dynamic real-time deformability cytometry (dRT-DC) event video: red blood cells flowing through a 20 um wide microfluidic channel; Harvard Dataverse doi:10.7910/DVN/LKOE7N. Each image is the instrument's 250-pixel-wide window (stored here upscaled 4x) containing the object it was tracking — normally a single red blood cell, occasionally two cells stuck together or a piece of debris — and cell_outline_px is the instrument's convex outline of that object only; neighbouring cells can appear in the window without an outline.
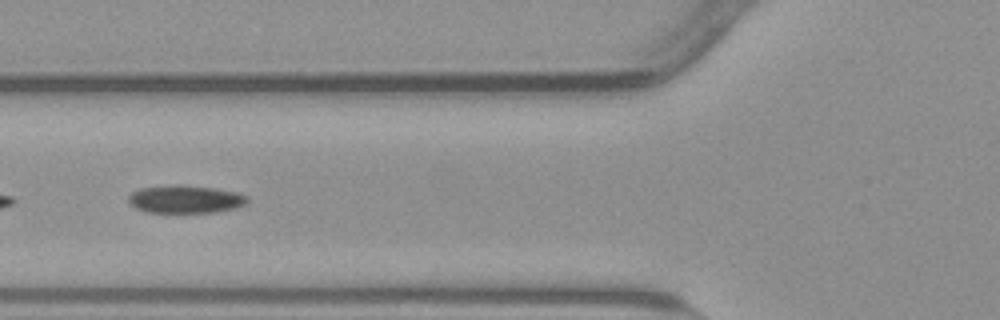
{"species": "common noctule bat (a hibernating species)", "species_latin": "Nyctalus noctula", "temperature_condition": "warm", "stored_images_in_passage": 39, "camera_frame_rate_fps": 3000, "um_per_image_px": 0.085, "animal": {"sex": "male", "body_mass_g": 23.1, "forearm_length_mm": 52.7}, "frame": {"image": 1, "passage_image": 5, "time_ms": 1.333, "image_size_px": [1000, 320], "cell_outline_px": [[248, 204], [236, 208], [216, 212], [144, 212], [136, 208], [128, 200], [128, 196], [132, 192], [140, 188], [172, 184], [180, 184], [216, 188], [236, 192], [248, 196]], "centroid_in_image_um": [15.78, 16.92], "position_along_channel_um": 110.0, "area_um2": 19.54}}
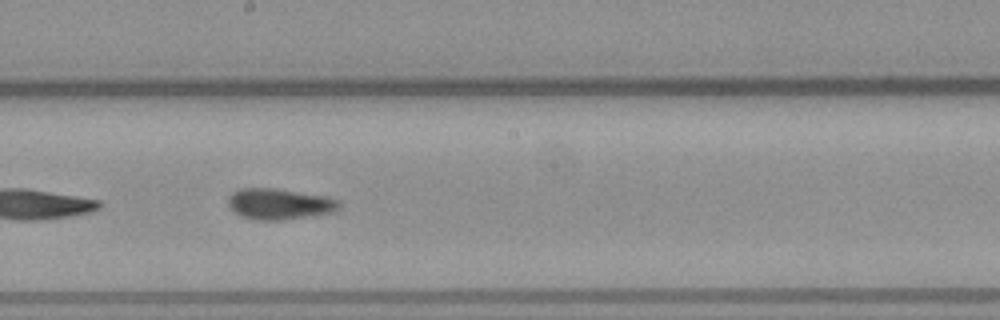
{"frame": {"image": 2, "passage_image": 14, "time_ms": 4.333, "image_size_px": [1000, 320], "cell_outline_px": [[340, 208], [332, 212], [312, 216], [288, 220], [256, 220], [240, 216], [228, 204], [228, 196], [232, 192], [240, 188], [276, 188], [324, 196], [336, 200], [340, 204]], "centroid_in_image_um": [23.72, 17.34], "position_along_channel_um": 224.5, "area_um2": 20.06}}
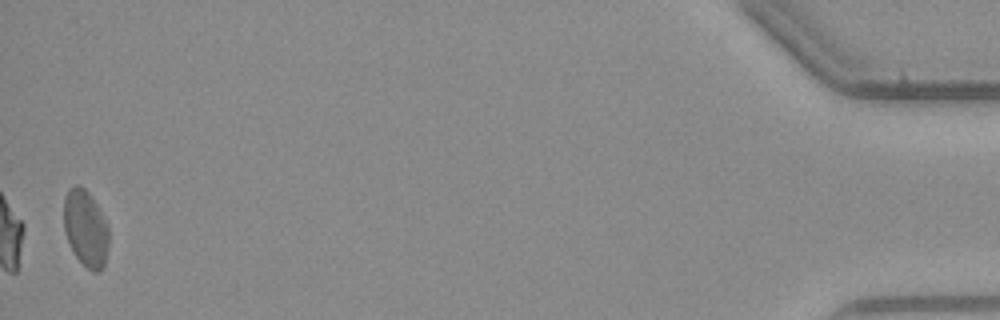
{"frame": {"image": 3, "passage_image": 38, "time_ms": 12.333, "image_size_px": [1000, 320], "cell_outline_px": [[108, 248], [104, 264], [100, 272], [92, 272], [76, 256], [68, 240], [64, 228], [64, 196], [68, 188], [76, 184], [80, 184], [92, 196], [108, 224]], "centroid_in_image_um": [7.29, 19.36], "position_along_channel_um": 427.9, "area_um2": 20.11}, "authors_computed_cell_mechanics": {"area_um2": 19.7098, "velocity_mm_per_s": 3.8042, "shape_relaxation_time_tau1_ms": null, "shape_relaxation_time_tau2_ms": 3.309, "deformation_change_tau1": null, "deformation_change_tau2": 0.1038}}